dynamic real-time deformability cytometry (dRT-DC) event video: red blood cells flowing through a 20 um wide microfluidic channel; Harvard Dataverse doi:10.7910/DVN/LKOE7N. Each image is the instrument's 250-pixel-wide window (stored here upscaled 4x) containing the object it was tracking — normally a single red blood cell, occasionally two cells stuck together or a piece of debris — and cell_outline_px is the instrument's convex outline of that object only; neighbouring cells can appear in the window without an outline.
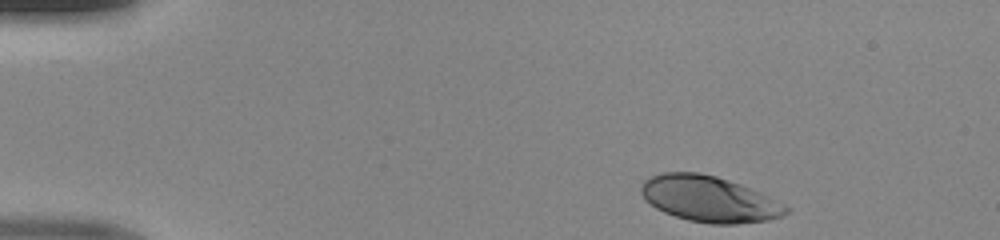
{"species": "human", "species_latin": "Homo sapiens", "temperature_condition": "room temperature", "stored_images_in_passage": 36, "camera_frame_rate_fps": 3000, "um_per_image_px": 0.085, "donor": {"sex": "male"}, "frame": {"image": 1, "passage_image": 1, "time_ms": 0.0, "image_size_px": [1000, 240], "cell_outline_px": [[792, 208], [784, 216], [768, 220], [736, 224], [712, 224], [688, 220], [664, 212], [656, 208], [644, 200], [640, 192], [640, 188], [644, 180], [652, 176], [664, 172], [700, 172], [716, 176], [740, 184], [760, 192]], "centroid_in_image_um": [60.29, 16.92], "position_along_channel_um": 24.7, "area_um2": 38.9}}
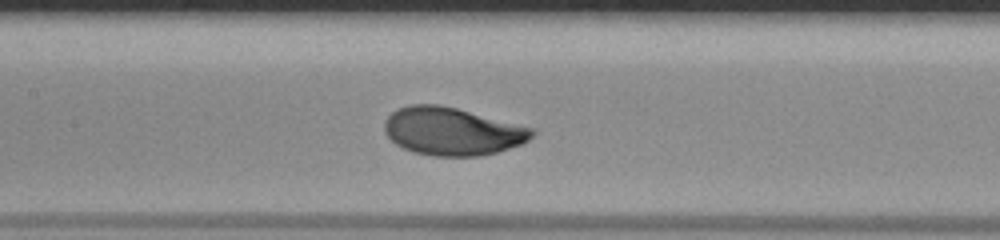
{"frame": {"image": 2, "passage_image": 18, "time_ms": 5.667, "image_size_px": [1000, 240], "cell_outline_px": [[536, 132], [528, 140], [520, 144], [496, 152], [480, 156], [432, 156], [416, 152], [404, 148], [396, 144], [384, 132], [384, 120], [396, 108], [412, 104], [440, 104], [536, 128]], "centroid_in_image_um": [38.43, 11.15], "position_along_channel_um": 169.0, "area_um2": 41.21}}
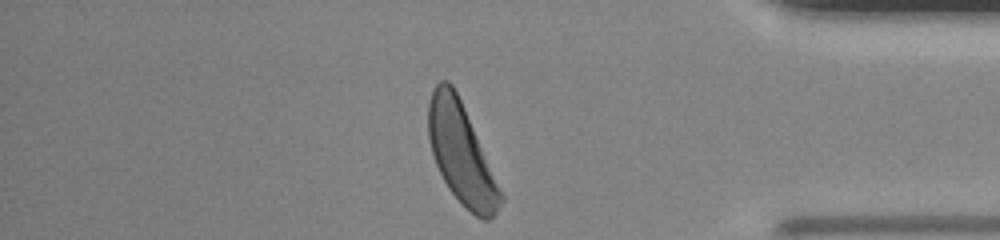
{"frame": {"image": 3, "passage_image": 36, "time_ms": 11.667, "image_size_px": [1000, 240], "cell_outline_px": [[504, 200], [496, 212], [488, 220], [484, 220], [476, 216], [448, 188], [436, 164], [432, 152], [428, 136], [428, 100], [436, 84], [440, 80], [448, 80], [452, 84], [464, 108], [504, 196]], "centroid_in_image_um": [39.2, 13.04], "position_along_channel_um": 396.0, "area_um2": 41.27}}